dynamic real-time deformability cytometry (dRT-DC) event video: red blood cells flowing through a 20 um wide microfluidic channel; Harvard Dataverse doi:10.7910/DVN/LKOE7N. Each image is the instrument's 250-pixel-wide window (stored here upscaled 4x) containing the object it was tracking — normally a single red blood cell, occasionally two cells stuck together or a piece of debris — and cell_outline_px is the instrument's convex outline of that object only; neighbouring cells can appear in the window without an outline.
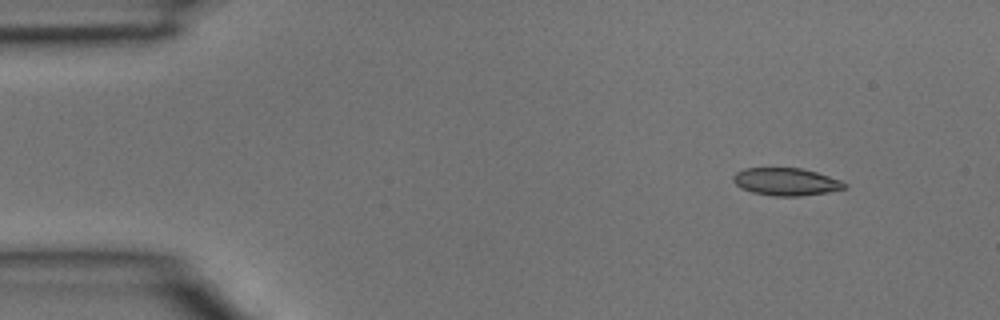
{"species": "common noctule bat (a hibernating species)", "species_latin": "Nyctalus noctula", "temperature_condition": "room temperature", "stored_images_in_passage": 3, "camera_frame_rate_fps": 3000, "um_per_image_px": 0.085, "animal": {"sex": "male", "body_mass_g": 15.6}, "frame": {"image": 1, "passage_image": 1, "time_ms": 0.0, "image_size_px": [1000, 320], "cell_outline_px": [[848, 188], [828, 192], [800, 196], [772, 196], [752, 192], [740, 188], [732, 180], [732, 176], [736, 172], [744, 168], [800, 168], [816, 172], [840, 180], [848, 184]], "centroid_in_image_um": [66.81, 15.45], "position_along_channel_um": 18.2, "area_um2": 17.98}}
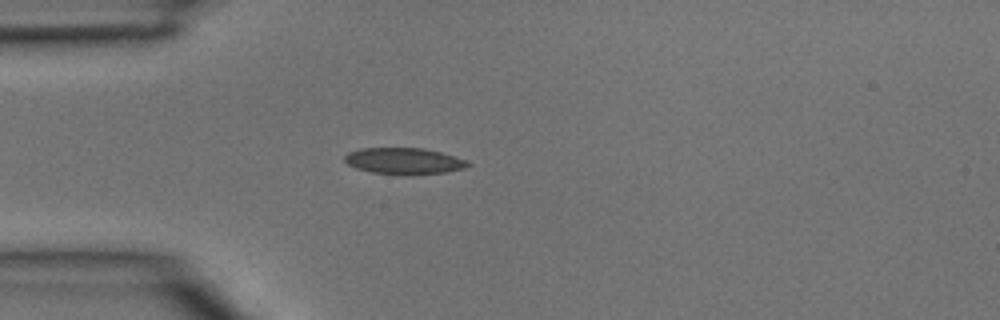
{"frame": {"image": 2, "passage_image": 3, "time_ms": 0.667, "image_size_px": [1000, 320], "cell_outline_px": [[472, 164], [464, 168], [444, 172], [372, 172], [356, 168], [348, 164], [344, 160], [344, 156], [348, 152], [360, 148], [424, 148], [440, 152], [464, 160]], "centroid_in_image_um": [34.28, 13.63], "position_along_channel_um": 50.7, "area_um2": 17.92}}